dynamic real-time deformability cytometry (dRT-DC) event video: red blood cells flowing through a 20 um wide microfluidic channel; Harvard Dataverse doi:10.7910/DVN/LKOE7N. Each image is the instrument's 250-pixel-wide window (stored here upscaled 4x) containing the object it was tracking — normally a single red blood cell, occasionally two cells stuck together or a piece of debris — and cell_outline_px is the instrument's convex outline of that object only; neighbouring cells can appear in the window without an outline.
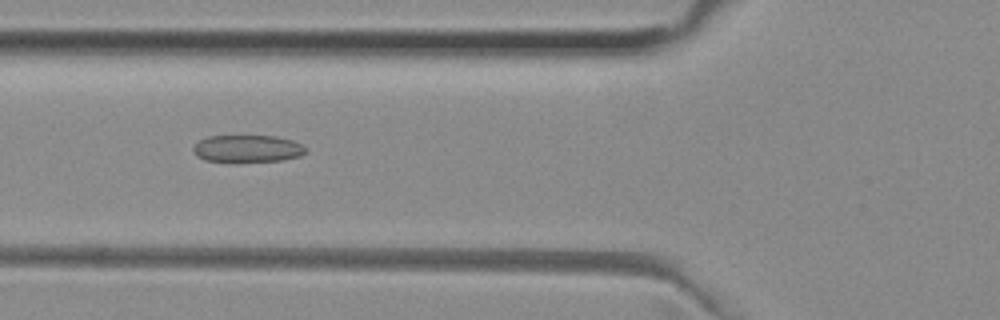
{"species": "common noctule bat (a hibernating species)", "species_latin": "Nyctalus noctula", "temperature_condition": "room temperature", "stored_images_in_passage": 49, "camera_frame_rate_fps": 3000, "um_per_image_px": 0.085, "animal": {"sex": "female", "body_mass_g": 29.2, "forearm_length_mm": 56.3}, "frame": {"image": 1, "passage_image": 17, "time_ms": 5.333, "image_size_px": [1000, 320], "cell_outline_px": [[308, 152], [300, 156], [280, 160], [204, 160], [196, 156], [192, 148], [200, 140], [208, 136], [276, 136], [292, 140], [304, 144], [308, 148]], "centroid_in_image_um": [21.1, 12.6], "position_along_channel_um": 104.7, "area_um2": 17.51}}
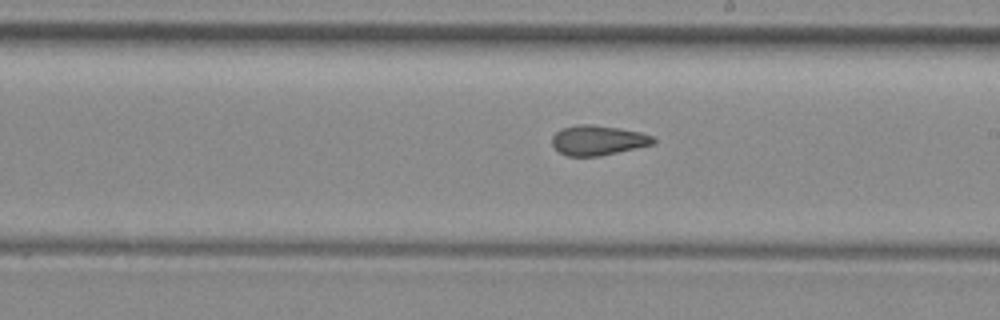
{"frame": {"image": 2, "passage_image": 27, "time_ms": 8.667, "image_size_px": [1000, 320], "cell_outline_px": [[656, 144], [600, 156], [568, 156], [560, 152], [552, 144], [552, 136], [556, 132], [564, 128], [580, 124], [592, 124], [620, 128], [640, 132], [652, 136], [656, 140]], "centroid_in_image_um": [50.86, 11.92], "position_along_channel_um": 238.1, "area_um2": 17.63}}
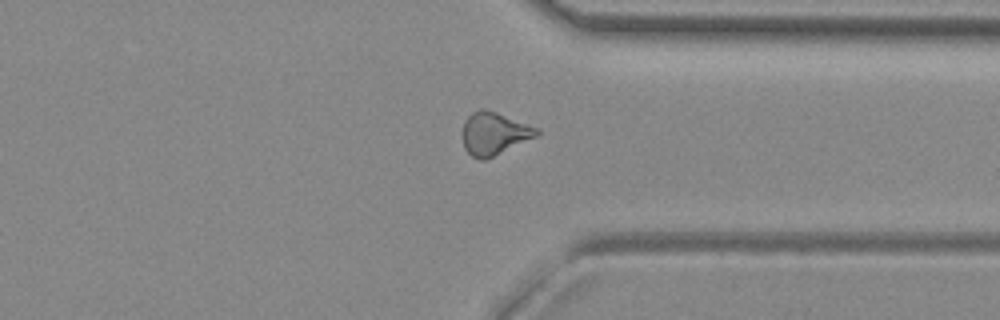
{"frame": {"image": 3, "passage_image": 37, "time_ms": 12.0, "image_size_px": [1000, 320], "cell_outline_px": [[540, 132], [536, 136], [484, 160], [480, 160], [472, 156], [464, 148], [464, 120], [472, 112], [480, 108], [484, 108], [496, 112], [536, 128]], "centroid_in_image_um": [41.96, 11.34], "position_along_channel_um": 369.4, "area_um2": 17.86}, "authors_computed_cell_mechanics": {"area_um2": 18.0914, "velocity_mm_per_s": 4.007, "shape_relaxation_time_tau1_ms": null, "shape_relaxation_time_tau2_ms": 2.3021, "deformation_change_tau1": null, "deformation_change_tau2": 0.1031}}